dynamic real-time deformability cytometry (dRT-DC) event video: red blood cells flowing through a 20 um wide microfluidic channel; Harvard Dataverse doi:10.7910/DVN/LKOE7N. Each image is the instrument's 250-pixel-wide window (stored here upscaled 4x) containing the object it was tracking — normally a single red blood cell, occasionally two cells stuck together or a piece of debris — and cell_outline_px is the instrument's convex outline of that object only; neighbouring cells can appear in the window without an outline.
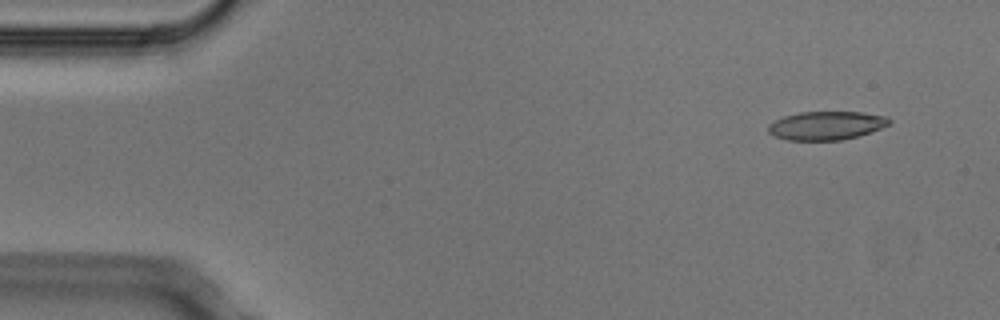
{"species": "Egyptian fruit bat (a non-hibernating species)", "species_latin": "Rousettus aegyptiacus", "temperature_condition": "cold", "stored_images_in_passage": 5, "segment_of_instrument_passage": [2, 2], "camera_frame_rate_fps": 3000, "um_per_image_px": 0.085, "animal": {"sex": "male"}, "frame": {"image": 1, "passage_image": 5, "time_ms": 1.333, "image_size_px": [1000, 320], "cell_outline_px": [[892, 120], [888, 124], [880, 128], [856, 136], [840, 140], [788, 140], [776, 136], [768, 132], [768, 124], [784, 116], [800, 112], [860, 112], [888, 116]], "centroid_in_image_um": [70.23, 10.66], "position_along_channel_um": 14.8, "area_um2": 19.88}}